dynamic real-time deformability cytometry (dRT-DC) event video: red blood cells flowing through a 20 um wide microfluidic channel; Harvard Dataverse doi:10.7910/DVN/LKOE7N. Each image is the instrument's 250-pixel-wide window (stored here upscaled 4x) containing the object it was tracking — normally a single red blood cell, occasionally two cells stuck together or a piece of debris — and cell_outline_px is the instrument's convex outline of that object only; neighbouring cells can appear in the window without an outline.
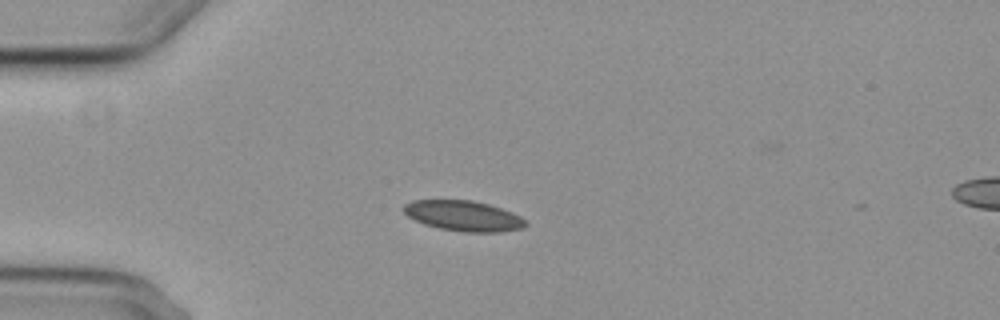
{"species": "common noctule bat (a hibernating species)", "species_latin": "Nyctalus noctula", "temperature_condition": "cold", "stored_images_in_passage": 6, "camera_frame_rate_fps": 3000, "um_per_image_px": 0.085, "animal": {"sex": "female", "body_mass_g": 29.2, "forearm_length_mm": 56.3}, "frame": {"image": 1, "passage_image": 3, "time_ms": 2.333, "image_size_px": [1000, 320], "cell_outline_px": [[528, 224], [524, 228], [500, 232], [464, 232], [440, 228], [424, 224], [408, 216], [404, 212], [404, 204], [412, 200], [472, 200], [488, 204], [512, 212], [520, 216]], "centroid_in_image_um": [39.41, 18.35], "position_along_channel_um": 45.6, "area_um2": 21.5}}
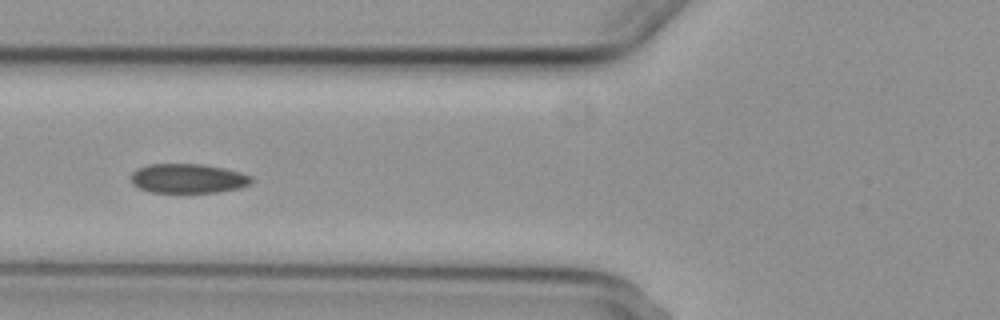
{"frame": {"image": 2, "passage_image": 5, "time_ms": 4.667, "image_size_px": [1000, 320], "cell_outline_px": [[252, 184], [240, 188], [220, 192], [152, 192], [140, 188], [132, 184], [132, 172], [136, 168], [148, 164], [200, 164], [224, 168], [240, 172], [252, 176]], "centroid_in_image_um": [16.0, 15.16], "position_along_channel_um": 109.8, "area_um2": 20.69}}